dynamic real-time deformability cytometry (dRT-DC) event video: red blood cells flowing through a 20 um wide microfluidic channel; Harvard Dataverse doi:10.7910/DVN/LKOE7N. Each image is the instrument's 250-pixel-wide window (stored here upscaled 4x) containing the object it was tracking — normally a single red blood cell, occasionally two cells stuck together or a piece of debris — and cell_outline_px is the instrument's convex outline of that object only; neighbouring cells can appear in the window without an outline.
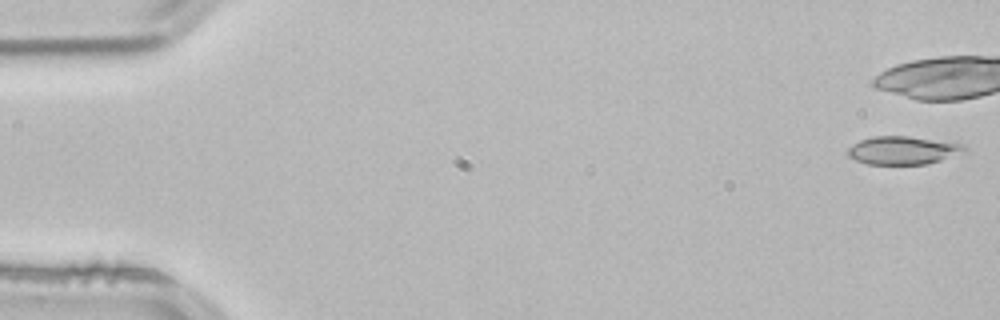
{"species": "common noctule bat (a hibernating species)", "species_latin": "Nyctalus noctula", "temperature_condition": "room temperature", "stored_images_in_passage": 14, "camera_frame_rate_fps": 3000, "um_per_image_px": 0.085, "animal": {"sex": "male", "body_mass_g": 21.5, "forearm_length_mm": 52.0}, "frame": {"image": 1, "passage_image": 1, "time_ms": 0.0, "image_size_px": [1000, 320], "cell_outline_px": [[968, 148], [940, 160], [928, 164], [868, 164], [856, 160], [848, 156], [848, 148], [852, 144], [860, 140], [872, 136], [908, 136], [964, 144]], "centroid_in_image_um": [76.68, 12.77], "position_along_channel_um": 8.3, "area_um2": 18.84}}